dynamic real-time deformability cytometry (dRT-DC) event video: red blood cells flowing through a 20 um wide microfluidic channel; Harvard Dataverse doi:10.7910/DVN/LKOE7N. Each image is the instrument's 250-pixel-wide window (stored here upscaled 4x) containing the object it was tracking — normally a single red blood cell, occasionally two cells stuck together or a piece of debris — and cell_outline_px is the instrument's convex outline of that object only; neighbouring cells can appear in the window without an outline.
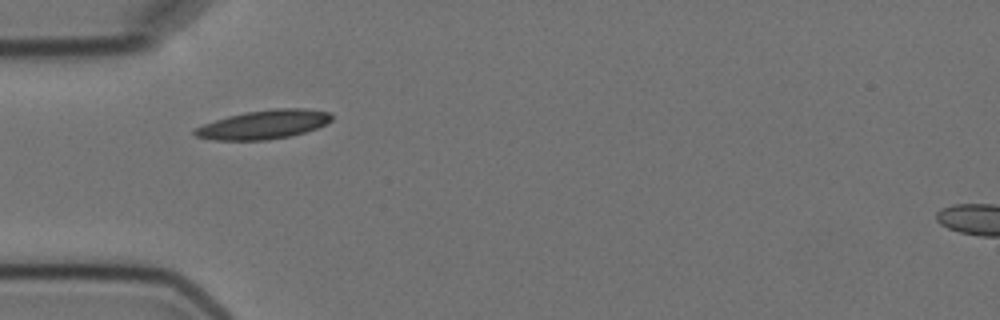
{"species": "Egyptian fruit bat (a non-hibernating species)", "species_latin": "Rousettus aegyptiacus", "temperature_condition": "cold", "stored_images_in_passage": 2, "camera_frame_rate_fps": 3000, "um_per_image_px": 0.085, "animal": {"sex": "female"}, "frame": {"image": 1, "passage_image": 1, "time_ms": 0.0, "image_size_px": [1000, 320], "cell_outline_px": [[332, 120], [316, 128], [292, 136], [268, 140], [212, 140], [196, 136], [192, 132], [196, 128], [204, 124], [228, 116], [244, 112], [276, 108], [304, 108], [332, 112]], "centroid_in_image_um": [22.44, 10.58], "position_along_channel_um": 62.6, "area_um2": 23.06}}
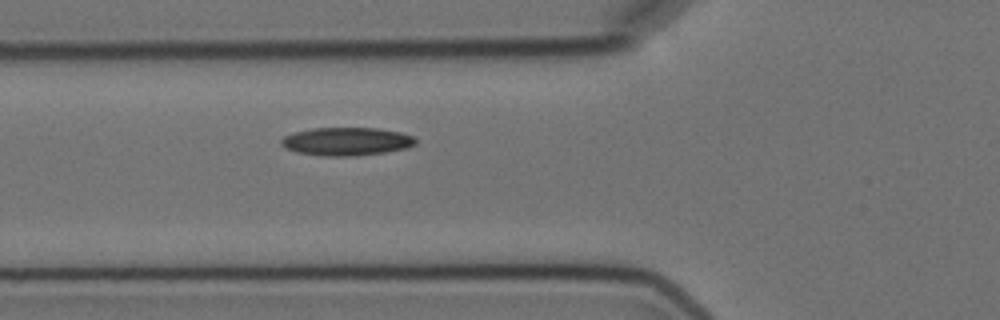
{"frame": {"image": 2, "passage_image": 2, "time_ms": 1.0, "image_size_px": [1000, 320], "cell_outline_px": [[416, 144], [408, 148], [384, 152], [356, 156], [320, 156], [296, 152], [284, 148], [280, 144], [280, 140], [284, 136], [296, 132], [312, 128], [376, 128], [400, 132], [412, 136], [416, 140]], "centroid_in_image_um": [29.43, 12.03], "position_along_channel_um": 96.4, "area_um2": 22.14}}